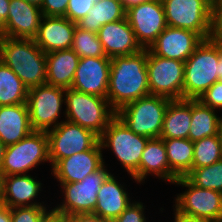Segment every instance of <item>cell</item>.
Segmentation results:
<instances>
[{"instance_id":"cell-18","label":"cell","mask_w":222,"mask_h":222,"mask_svg":"<svg viewBox=\"0 0 222 222\" xmlns=\"http://www.w3.org/2000/svg\"><path fill=\"white\" fill-rule=\"evenodd\" d=\"M43 13L41 9L24 0H10L6 23L0 36L34 39L37 36Z\"/></svg>"},{"instance_id":"cell-24","label":"cell","mask_w":222,"mask_h":222,"mask_svg":"<svg viewBox=\"0 0 222 222\" xmlns=\"http://www.w3.org/2000/svg\"><path fill=\"white\" fill-rule=\"evenodd\" d=\"M79 60L80 57L72 49L46 53V84L71 88Z\"/></svg>"},{"instance_id":"cell-45","label":"cell","mask_w":222,"mask_h":222,"mask_svg":"<svg viewBox=\"0 0 222 222\" xmlns=\"http://www.w3.org/2000/svg\"><path fill=\"white\" fill-rule=\"evenodd\" d=\"M120 1L122 2L124 9L127 10L132 6L149 2L151 0H120Z\"/></svg>"},{"instance_id":"cell-25","label":"cell","mask_w":222,"mask_h":222,"mask_svg":"<svg viewBox=\"0 0 222 222\" xmlns=\"http://www.w3.org/2000/svg\"><path fill=\"white\" fill-rule=\"evenodd\" d=\"M154 175L158 179L173 184L178 177L170 170L163 139L152 138L146 143L140 161V184L147 176Z\"/></svg>"},{"instance_id":"cell-1","label":"cell","mask_w":222,"mask_h":222,"mask_svg":"<svg viewBox=\"0 0 222 222\" xmlns=\"http://www.w3.org/2000/svg\"><path fill=\"white\" fill-rule=\"evenodd\" d=\"M150 95L147 73V49L110 62L107 99L117 112L124 105Z\"/></svg>"},{"instance_id":"cell-20","label":"cell","mask_w":222,"mask_h":222,"mask_svg":"<svg viewBox=\"0 0 222 222\" xmlns=\"http://www.w3.org/2000/svg\"><path fill=\"white\" fill-rule=\"evenodd\" d=\"M76 26L66 17L43 16L34 40L44 53L71 49Z\"/></svg>"},{"instance_id":"cell-48","label":"cell","mask_w":222,"mask_h":222,"mask_svg":"<svg viewBox=\"0 0 222 222\" xmlns=\"http://www.w3.org/2000/svg\"><path fill=\"white\" fill-rule=\"evenodd\" d=\"M4 173H3V170L2 168L0 167V197L2 195V192H3V187H4Z\"/></svg>"},{"instance_id":"cell-40","label":"cell","mask_w":222,"mask_h":222,"mask_svg":"<svg viewBox=\"0 0 222 222\" xmlns=\"http://www.w3.org/2000/svg\"><path fill=\"white\" fill-rule=\"evenodd\" d=\"M68 222H112L93 213L75 214L68 217Z\"/></svg>"},{"instance_id":"cell-34","label":"cell","mask_w":222,"mask_h":222,"mask_svg":"<svg viewBox=\"0 0 222 222\" xmlns=\"http://www.w3.org/2000/svg\"><path fill=\"white\" fill-rule=\"evenodd\" d=\"M96 0H69L66 17L74 23H78L93 8Z\"/></svg>"},{"instance_id":"cell-10","label":"cell","mask_w":222,"mask_h":222,"mask_svg":"<svg viewBox=\"0 0 222 222\" xmlns=\"http://www.w3.org/2000/svg\"><path fill=\"white\" fill-rule=\"evenodd\" d=\"M104 164L99 170L87 175L82 181L60 183L63 202L55 206L66 216L94 213L101 185L111 175Z\"/></svg>"},{"instance_id":"cell-22","label":"cell","mask_w":222,"mask_h":222,"mask_svg":"<svg viewBox=\"0 0 222 222\" xmlns=\"http://www.w3.org/2000/svg\"><path fill=\"white\" fill-rule=\"evenodd\" d=\"M33 132L27 103L0 106V141L15 144Z\"/></svg>"},{"instance_id":"cell-41","label":"cell","mask_w":222,"mask_h":222,"mask_svg":"<svg viewBox=\"0 0 222 222\" xmlns=\"http://www.w3.org/2000/svg\"><path fill=\"white\" fill-rule=\"evenodd\" d=\"M212 38L222 40V4L214 11Z\"/></svg>"},{"instance_id":"cell-5","label":"cell","mask_w":222,"mask_h":222,"mask_svg":"<svg viewBox=\"0 0 222 222\" xmlns=\"http://www.w3.org/2000/svg\"><path fill=\"white\" fill-rule=\"evenodd\" d=\"M148 140L149 138L131 131L117 115L100 136L102 149L110 148L137 184L140 183V161Z\"/></svg>"},{"instance_id":"cell-43","label":"cell","mask_w":222,"mask_h":222,"mask_svg":"<svg viewBox=\"0 0 222 222\" xmlns=\"http://www.w3.org/2000/svg\"><path fill=\"white\" fill-rule=\"evenodd\" d=\"M10 0H0V28L6 23Z\"/></svg>"},{"instance_id":"cell-21","label":"cell","mask_w":222,"mask_h":222,"mask_svg":"<svg viewBox=\"0 0 222 222\" xmlns=\"http://www.w3.org/2000/svg\"><path fill=\"white\" fill-rule=\"evenodd\" d=\"M42 186L41 182L28 174L5 176L0 203L9 208L47 206L44 202L36 201Z\"/></svg>"},{"instance_id":"cell-32","label":"cell","mask_w":222,"mask_h":222,"mask_svg":"<svg viewBox=\"0 0 222 222\" xmlns=\"http://www.w3.org/2000/svg\"><path fill=\"white\" fill-rule=\"evenodd\" d=\"M185 177L199 188L222 193V159L209 166L192 168Z\"/></svg>"},{"instance_id":"cell-3","label":"cell","mask_w":222,"mask_h":222,"mask_svg":"<svg viewBox=\"0 0 222 222\" xmlns=\"http://www.w3.org/2000/svg\"><path fill=\"white\" fill-rule=\"evenodd\" d=\"M0 60L28 89L46 84V53L34 39L0 36Z\"/></svg>"},{"instance_id":"cell-16","label":"cell","mask_w":222,"mask_h":222,"mask_svg":"<svg viewBox=\"0 0 222 222\" xmlns=\"http://www.w3.org/2000/svg\"><path fill=\"white\" fill-rule=\"evenodd\" d=\"M110 62L108 57L80 58L71 88L90 95L107 98Z\"/></svg>"},{"instance_id":"cell-44","label":"cell","mask_w":222,"mask_h":222,"mask_svg":"<svg viewBox=\"0 0 222 222\" xmlns=\"http://www.w3.org/2000/svg\"><path fill=\"white\" fill-rule=\"evenodd\" d=\"M0 222H12L11 208L0 203Z\"/></svg>"},{"instance_id":"cell-7","label":"cell","mask_w":222,"mask_h":222,"mask_svg":"<svg viewBox=\"0 0 222 222\" xmlns=\"http://www.w3.org/2000/svg\"><path fill=\"white\" fill-rule=\"evenodd\" d=\"M167 26L188 29L204 40L212 38L214 10L203 0H161Z\"/></svg>"},{"instance_id":"cell-6","label":"cell","mask_w":222,"mask_h":222,"mask_svg":"<svg viewBox=\"0 0 222 222\" xmlns=\"http://www.w3.org/2000/svg\"><path fill=\"white\" fill-rule=\"evenodd\" d=\"M171 100L150 94L124 105L116 115L135 134L149 139L160 138L164 115Z\"/></svg>"},{"instance_id":"cell-36","label":"cell","mask_w":222,"mask_h":222,"mask_svg":"<svg viewBox=\"0 0 222 222\" xmlns=\"http://www.w3.org/2000/svg\"><path fill=\"white\" fill-rule=\"evenodd\" d=\"M203 105L214 110L222 109V82L216 81L198 99Z\"/></svg>"},{"instance_id":"cell-2","label":"cell","mask_w":222,"mask_h":222,"mask_svg":"<svg viewBox=\"0 0 222 222\" xmlns=\"http://www.w3.org/2000/svg\"><path fill=\"white\" fill-rule=\"evenodd\" d=\"M184 66L183 99L198 100L222 78L221 40H203Z\"/></svg>"},{"instance_id":"cell-29","label":"cell","mask_w":222,"mask_h":222,"mask_svg":"<svg viewBox=\"0 0 222 222\" xmlns=\"http://www.w3.org/2000/svg\"><path fill=\"white\" fill-rule=\"evenodd\" d=\"M170 170L179 178L192 169L194 145L186 139H163Z\"/></svg>"},{"instance_id":"cell-11","label":"cell","mask_w":222,"mask_h":222,"mask_svg":"<svg viewBox=\"0 0 222 222\" xmlns=\"http://www.w3.org/2000/svg\"><path fill=\"white\" fill-rule=\"evenodd\" d=\"M173 184L186 187L174 200L173 206L177 211L209 222H222L221 192L199 188L186 177H179Z\"/></svg>"},{"instance_id":"cell-50","label":"cell","mask_w":222,"mask_h":222,"mask_svg":"<svg viewBox=\"0 0 222 222\" xmlns=\"http://www.w3.org/2000/svg\"><path fill=\"white\" fill-rule=\"evenodd\" d=\"M24 1L27 2V3L36 5V6H38L39 8L41 7L42 2H43V0H24Z\"/></svg>"},{"instance_id":"cell-28","label":"cell","mask_w":222,"mask_h":222,"mask_svg":"<svg viewBox=\"0 0 222 222\" xmlns=\"http://www.w3.org/2000/svg\"><path fill=\"white\" fill-rule=\"evenodd\" d=\"M214 110L203 105L199 100H191V126L188 139L192 142L208 136L218 135L220 117Z\"/></svg>"},{"instance_id":"cell-38","label":"cell","mask_w":222,"mask_h":222,"mask_svg":"<svg viewBox=\"0 0 222 222\" xmlns=\"http://www.w3.org/2000/svg\"><path fill=\"white\" fill-rule=\"evenodd\" d=\"M69 0H43L40 7L43 16L64 17Z\"/></svg>"},{"instance_id":"cell-12","label":"cell","mask_w":222,"mask_h":222,"mask_svg":"<svg viewBox=\"0 0 222 222\" xmlns=\"http://www.w3.org/2000/svg\"><path fill=\"white\" fill-rule=\"evenodd\" d=\"M46 133L51 168L59 160L92 149L100 141L93 131L67 120Z\"/></svg>"},{"instance_id":"cell-47","label":"cell","mask_w":222,"mask_h":222,"mask_svg":"<svg viewBox=\"0 0 222 222\" xmlns=\"http://www.w3.org/2000/svg\"><path fill=\"white\" fill-rule=\"evenodd\" d=\"M6 145L0 141V167L2 166Z\"/></svg>"},{"instance_id":"cell-19","label":"cell","mask_w":222,"mask_h":222,"mask_svg":"<svg viewBox=\"0 0 222 222\" xmlns=\"http://www.w3.org/2000/svg\"><path fill=\"white\" fill-rule=\"evenodd\" d=\"M97 35L105 55L110 59L116 56L132 55L143 50L136 40L127 17L103 25Z\"/></svg>"},{"instance_id":"cell-17","label":"cell","mask_w":222,"mask_h":222,"mask_svg":"<svg viewBox=\"0 0 222 222\" xmlns=\"http://www.w3.org/2000/svg\"><path fill=\"white\" fill-rule=\"evenodd\" d=\"M100 141L92 148L59 160L51 169V174L59 183H74L99 170L104 164Z\"/></svg>"},{"instance_id":"cell-27","label":"cell","mask_w":222,"mask_h":222,"mask_svg":"<svg viewBox=\"0 0 222 222\" xmlns=\"http://www.w3.org/2000/svg\"><path fill=\"white\" fill-rule=\"evenodd\" d=\"M125 17L126 10L120 0H97L77 25L84 30L98 33L103 25Z\"/></svg>"},{"instance_id":"cell-33","label":"cell","mask_w":222,"mask_h":222,"mask_svg":"<svg viewBox=\"0 0 222 222\" xmlns=\"http://www.w3.org/2000/svg\"><path fill=\"white\" fill-rule=\"evenodd\" d=\"M71 49L80 57H107L97 33L76 26Z\"/></svg>"},{"instance_id":"cell-49","label":"cell","mask_w":222,"mask_h":222,"mask_svg":"<svg viewBox=\"0 0 222 222\" xmlns=\"http://www.w3.org/2000/svg\"><path fill=\"white\" fill-rule=\"evenodd\" d=\"M218 137L220 139L221 149H222V116H220L219 128H218Z\"/></svg>"},{"instance_id":"cell-23","label":"cell","mask_w":222,"mask_h":222,"mask_svg":"<svg viewBox=\"0 0 222 222\" xmlns=\"http://www.w3.org/2000/svg\"><path fill=\"white\" fill-rule=\"evenodd\" d=\"M117 180L111 174L101 185L93 214L114 220L133 202L124 183L122 185Z\"/></svg>"},{"instance_id":"cell-14","label":"cell","mask_w":222,"mask_h":222,"mask_svg":"<svg viewBox=\"0 0 222 222\" xmlns=\"http://www.w3.org/2000/svg\"><path fill=\"white\" fill-rule=\"evenodd\" d=\"M127 20L143 49H148L167 27L161 0H151L126 10Z\"/></svg>"},{"instance_id":"cell-26","label":"cell","mask_w":222,"mask_h":222,"mask_svg":"<svg viewBox=\"0 0 222 222\" xmlns=\"http://www.w3.org/2000/svg\"><path fill=\"white\" fill-rule=\"evenodd\" d=\"M191 100H171L163 121L161 139H186L191 126Z\"/></svg>"},{"instance_id":"cell-13","label":"cell","mask_w":222,"mask_h":222,"mask_svg":"<svg viewBox=\"0 0 222 222\" xmlns=\"http://www.w3.org/2000/svg\"><path fill=\"white\" fill-rule=\"evenodd\" d=\"M184 62L154 55L147 49V73L151 95L183 99Z\"/></svg>"},{"instance_id":"cell-39","label":"cell","mask_w":222,"mask_h":222,"mask_svg":"<svg viewBox=\"0 0 222 222\" xmlns=\"http://www.w3.org/2000/svg\"><path fill=\"white\" fill-rule=\"evenodd\" d=\"M38 222H68V216L56 207L52 209H46L40 216Z\"/></svg>"},{"instance_id":"cell-4","label":"cell","mask_w":222,"mask_h":222,"mask_svg":"<svg viewBox=\"0 0 222 222\" xmlns=\"http://www.w3.org/2000/svg\"><path fill=\"white\" fill-rule=\"evenodd\" d=\"M64 120L80 125L99 137L116 116L107 98L68 88L65 91Z\"/></svg>"},{"instance_id":"cell-8","label":"cell","mask_w":222,"mask_h":222,"mask_svg":"<svg viewBox=\"0 0 222 222\" xmlns=\"http://www.w3.org/2000/svg\"><path fill=\"white\" fill-rule=\"evenodd\" d=\"M42 162L50 163L47 133L33 131L19 142L6 146L1 168L5 176L28 174Z\"/></svg>"},{"instance_id":"cell-46","label":"cell","mask_w":222,"mask_h":222,"mask_svg":"<svg viewBox=\"0 0 222 222\" xmlns=\"http://www.w3.org/2000/svg\"><path fill=\"white\" fill-rule=\"evenodd\" d=\"M208 4L214 11L222 4V0H203Z\"/></svg>"},{"instance_id":"cell-37","label":"cell","mask_w":222,"mask_h":222,"mask_svg":"<svg viewBox=\"0 0 222 222\" xmlns=\"http://www.w3.org/2000/svg\"><path fill=\"white\" fill-rule=\"evenodd\" d=\"M145 205L142 202H132L117 218L112 222H147L145 217Z\"/></svg>"},{"instance_id":"cell-31","label":"cell","mask_w":222,"mask_h":222,"mask_svg":"<svg viewBox=\"0 0 222 222\" xmlns=\"http://www.w3.org/2000/svg\"><path fill=\"white\" fill-rule=\"evenodd\" d=\"M192 168L212 165L222 159V149L218 135L208 136L193 142Z\"/></svg>"},{"instance_id":"cell-15","label":"cell","mask_w":222,"mask_h":222,"mask_svg":"<svg viewBox=\"0 0 222 222\" xmlns=\"http://www.w3.org/2000/svg\"><path fill=\"white\" fill-rule=\"evenodd\" d=\"M203 40L194 31L167 26L148 49L156 56L185 62Z\"/></svg>"},{"instance_id":"cell-30","label":"cell","mask_w":222,"mask_h":222,"mask_svg":"<svg viewBox=\"0 0 222 222\" xmlns=\"http://www.w3.org/2000/svg\"><path fill=\"white\" fill-rule=\"evenodd\" d=\"M28 88L20 78L0 60V106L27 103Z\"/></svg>"},{"instance_id":"cell-35","label":"cell","mask_w":222,"mask_h":222,"mask_svg":"<svg viewBox=\"0 0 222 222\" xmlns=\"http://www.w3.org/2000/svg\"><path fill=\"white\" fill-rule=\"evenodd\" d=\"M49 207L31 206L11 208L12 222H38L41 214Z\"/></svg>"},{"instance_id":"cell-9","label":"cell","mask_w":222,"mask_h":222,"mask_svg":"<svg viewBox=\"0 0 222 222\" xmlns=\"http://www.w3.org/2000/svg\"><path fill=\"white\" fill-rule=\"evenodd\" d=\"M66 89L48 84L28 89L27 105L33 131L48 132L58 126ZM51 127V128H50Z\"/></svg>"},{"instance_id":"cell-42","label":"cell","mask_w":222,"mask_h":222,"mask_svg":"<svg viewBox=\"0 0 222 222\" xmlns=\"http://www.w3.org/2000/svg\"><path fill=\"white\" fill-rule=\"evenodd\" d=\"M173 211H174V222H209L205 219L202 218H198V217H193V216H188L185 215L179 211H177L174 207H173Z\"/></svg>"}]
</instances>
